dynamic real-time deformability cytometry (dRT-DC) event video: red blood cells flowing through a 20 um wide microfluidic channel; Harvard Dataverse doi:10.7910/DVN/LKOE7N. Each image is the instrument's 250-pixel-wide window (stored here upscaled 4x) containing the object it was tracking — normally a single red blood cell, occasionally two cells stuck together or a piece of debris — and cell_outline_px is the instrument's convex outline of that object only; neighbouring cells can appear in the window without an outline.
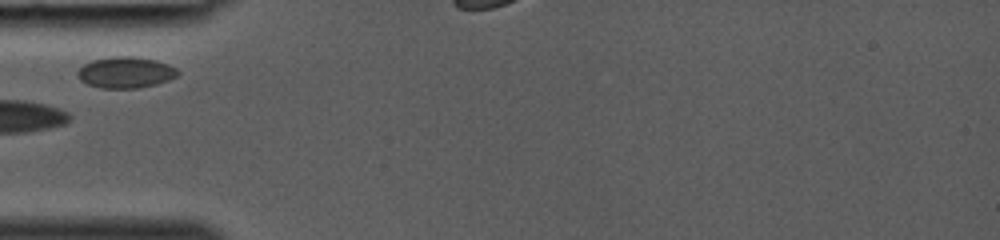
{"species": "common noctule bat (a hibernating species)", "species_latin": "Nyctalus noctula", "temperature_condition": "room temperature", "stored_images_in_passage": 27, "camera_frame_rate_fps": 3000, "um_per_image_px": 0.085, "animal": {"sex": "female", "body_mass_g": 19.0, "forearm_length_mm": 53.3}, "frame": {"image": 1, "passage_image": 1, "time_ms": 0.0, "image_size_px": [1000, 240], "cell_outline_px": [[180, 72], [176, 76], [168, 80], [156, 84], [136, 88], [100, 88], [88, 84], [80, 80], [76, 76], [76, 72], [84, 64], [92, 60], [112, 56], [132, 56], [156, 60], [168, 64], [176, 68]], "centroid_in_image_um": [10.65, 6.15], "position_along_channel_um": 74.3, "area_um2": 18.26}}